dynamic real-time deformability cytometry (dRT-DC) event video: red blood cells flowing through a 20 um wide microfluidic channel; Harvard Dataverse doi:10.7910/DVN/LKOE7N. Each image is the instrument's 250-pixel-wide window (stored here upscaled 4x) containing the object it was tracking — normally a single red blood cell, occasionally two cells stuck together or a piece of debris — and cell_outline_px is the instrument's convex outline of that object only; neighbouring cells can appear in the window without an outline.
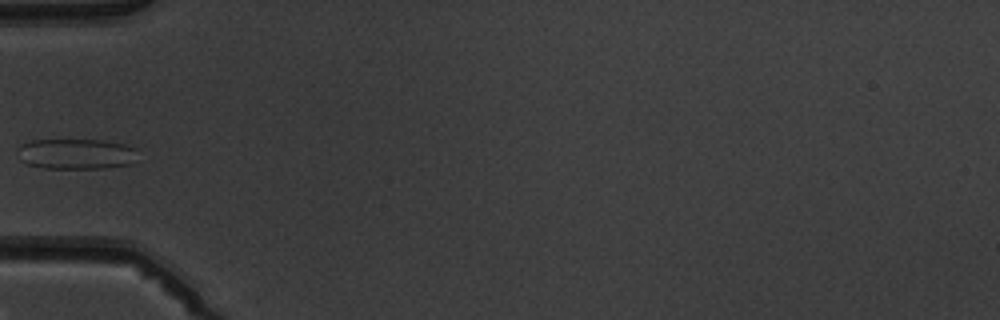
{"species": "common noctule bat (a hibernating species)", "species_latin": "Nyctalus noctula", "temperature_condition": "warm", "stored_images_in_passage": 5, "camera_frame_rate_fps": 3000, "um_per_image_px": 0.085, "animal": {"sex": "male", "body_mass_g": 19.5, "forearm_length_mm": 54.6}, "frame": {"image": 1, "passage_image": 4, "time_ms": 3.667, "image_size_px": [1000, 320], "cell_outline_px": [[136, 148], [128, 164], [108, 168], [44, 168], [28, 164], [20, 160], [16, 148], [20, 144], [32, 140], [104, 140], [124, 144]], "centroid_in_image_um": [6.37, 13.07], "position_along_channel_um": 78.6, "area_um2": 21.15}}
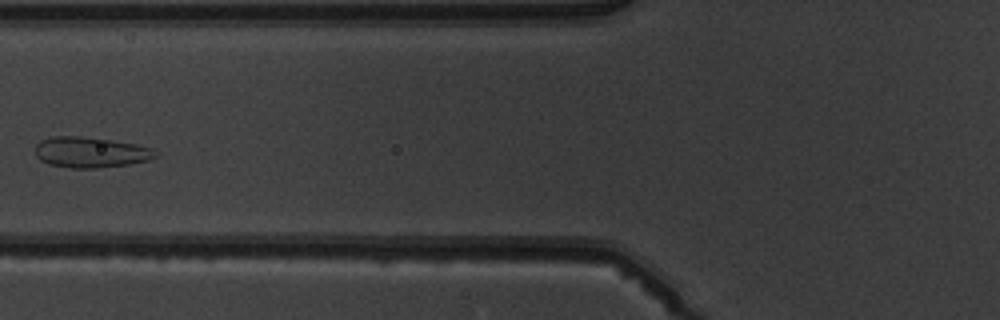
{"frame": {"image": 2, "passage_image": 5, "time_ms": 4.667, "image_size_px": [1000, 320], "cell_outline_px": [[160, 152], [156, 156], [148, 160], [128, 164], [96, 168], [72, 168], [48, 164], [40, 160], [36, 156], [36, 144], [40, 140], [52, 136], [80, 136], [136, 144], [152, 148]], "centroid_in_image_um": [7.69, 12.94], "position_along_channel_um": 118.1, "area_um2": 21.44}}